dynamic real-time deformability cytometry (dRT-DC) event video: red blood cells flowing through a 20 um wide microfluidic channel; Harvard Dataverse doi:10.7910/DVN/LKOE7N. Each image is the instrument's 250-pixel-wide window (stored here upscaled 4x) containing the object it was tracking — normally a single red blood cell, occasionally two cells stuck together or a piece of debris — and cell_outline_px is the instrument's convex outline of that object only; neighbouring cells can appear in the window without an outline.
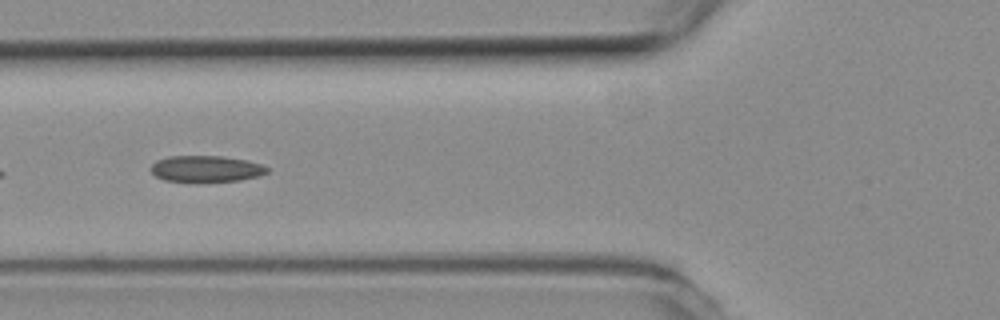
{"species": "common noctule bat (a hibernating species)", "species_latin": "Nyctalus noctula", "temperature_condition": "room temperature", "stored_images_in_passage": 35, "camera_frame_rate_fps": 3000, "um_per_image_px": 0.085, "animal": {"sex": "female", "body_mass_g": 19.3, "forearm_length_mm": 54.1}, "frame": {"image": 1, "passage_image": 5, "time_ms": 1.333, "image_size_px": [1000, 320], "cell_outline_px": [[272, 168], [268, 172], [260, 176], [240, 180], [196, 184], [192, 184], [164, 180], [156, 176], [148, 168], [156, 160], [168, 156], [224, 156], [248, 160]], "centroid_in_image_um": [17.51, 14.38], "position_along_channel_um": 108.3, "area_um2": 18.79}}
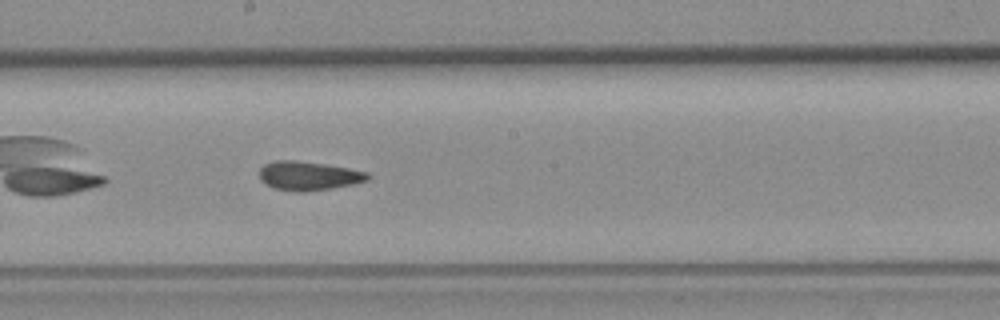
{"frame": {"image": 2, "passage_image": 14, "time_ms": 4.333, "image_size_px": [1000, 320], "cell_outline_px": [[372, 176], [368, 180], [352, 184], [332, 188], [308, 192], [296, 192], [272, 188], [260, 180], [260, 168], [264, 164], [276, 160], [296, 160], [324, 164], [348, 168], [368, 172]], "centroid_in_image_um": [26.22, 14.95], "position_along_channel_um": 222.0, "area_um2": 18.44}}
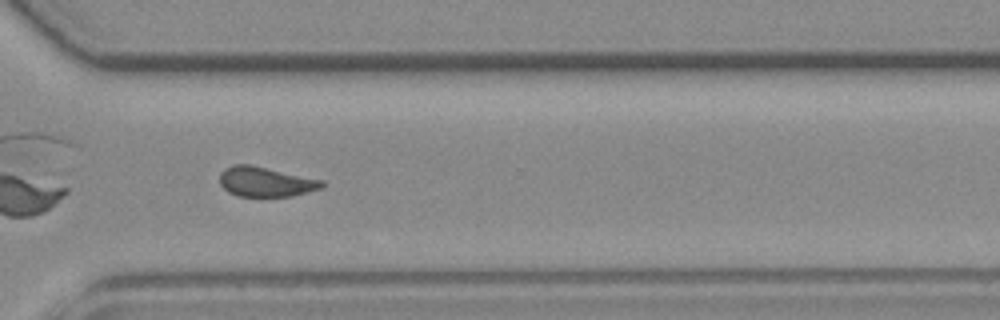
{"frame": {"image": 3, "passage_image": 24, "time_ms": 7.667, "image_size_px": [1000, 320], "cell_outline_px": [[324, 188], [292, 196], [240, 196], [228, 192], [220, 184], [220, 172], [224, 168], [232, 164], [248, 164], [324, 180]], "centroid_in_image_um": [22.59, 15.45], "position_along_channel_um": 348.0, "area_um2": 17.8}, "authors_computed_cell_mechanics": {"area_um2": 18.1492, "velocity_mm_per_s": 3.7875, "shape_relaxation_time_tau1_ms": null, "shape_relaxation_time_tau2_ms": 2.7787, "deformation_change_tau1": null, "deformation_change_tau2": 0.1039}}